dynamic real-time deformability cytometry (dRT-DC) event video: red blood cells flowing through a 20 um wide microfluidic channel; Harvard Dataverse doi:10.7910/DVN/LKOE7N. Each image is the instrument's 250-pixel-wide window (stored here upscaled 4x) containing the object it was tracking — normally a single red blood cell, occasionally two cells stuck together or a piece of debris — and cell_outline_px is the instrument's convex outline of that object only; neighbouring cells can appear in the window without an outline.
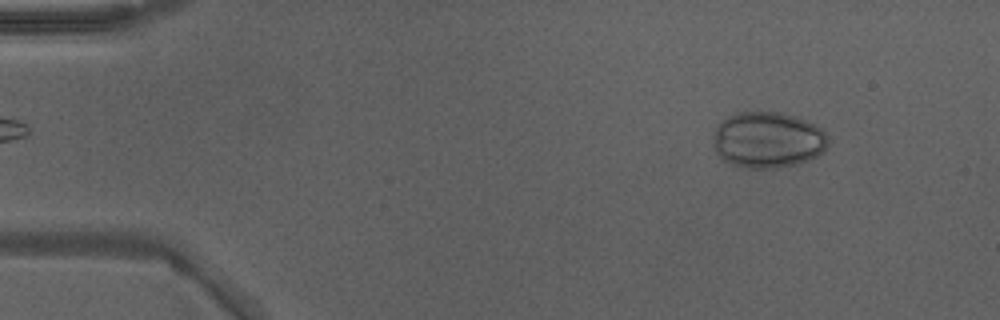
{"species": "Egyptian fruit bat (a non-hibernating species)", "species_latin": "Rousettus aegyptiacus", "temperature_condition": "warm", "stored_images_in_passage": 15, "camera_frame_rate_fps": 3000, "um_per_image_px": 0.085, "animal": {"sex": "male"}, "frame": {"image": 1, "passage_image": 5, "time_ms": 1.333, "image_size_px": [1000, 320], "cell_outline_px": [[828, 144], [824, 152], [816, 156], [796, 164], [772, 168], [748, 168], [732, 164], [724, 160], [716, 152], [716, 124], [728, 116], [736, 112], [780, 112], [796, 116], [820, 128], [828, 136]], "centroid_in_image_um": [65.28, 11.88], "position_along_channel_um": 19.7, "area_um2": 37.22}}